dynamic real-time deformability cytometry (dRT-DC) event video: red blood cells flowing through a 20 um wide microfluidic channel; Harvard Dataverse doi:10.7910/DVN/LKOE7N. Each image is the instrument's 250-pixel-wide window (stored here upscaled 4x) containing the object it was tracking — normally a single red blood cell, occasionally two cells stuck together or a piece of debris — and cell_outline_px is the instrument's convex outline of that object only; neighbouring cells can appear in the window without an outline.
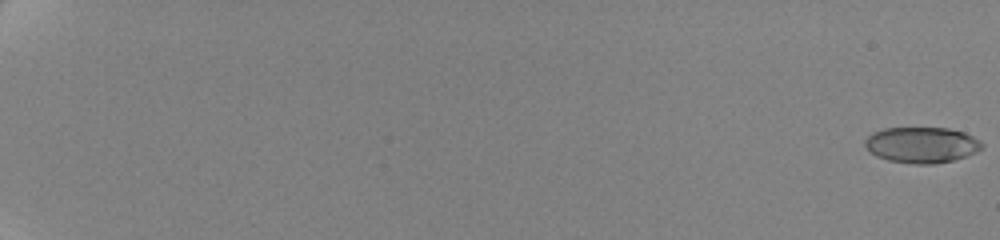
{"species": "human", "species_latin": "Homo sapiens", "temperature_condition": "cold", "stored_images_in_passage": 21, "camera_frame_rate_fps": 3000, "um_per_image_px": 0.085, "donor": {"sex": "female"}, "frame": {"image": 1, "passage_image": 1, "time_ms": 0.0, "image_size_px": [1000, 240], "cell_outline_px": [[984, 144], [980, 148], [964, 156], [952, 160], [932, 164], [916, 164], [888, 160], [876, 156], [864, 144], [864, 140], [872, 132], [884, 128], [948, 128], [964, 132], [980, 140]], "centroid_in_image_um": [78.31, 12.3], "position_along_channel_um": 6.7, "area_um2": 24.16}}
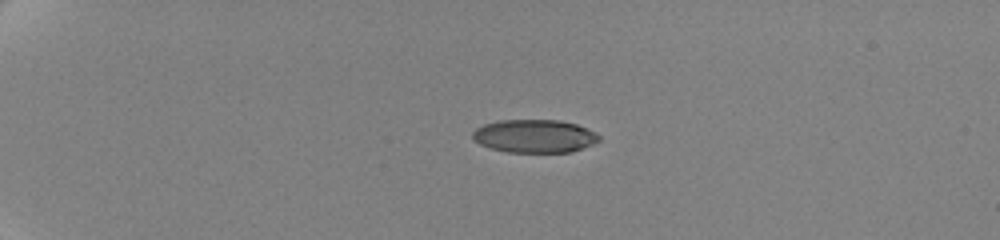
{"frame": {"image": 2, "passage_image": 13, "time_ms": 5.667, "image_size_px": [1000, 240], "cell_outline_px": [[600, 140], [592, 144], [568, 152], [508, 152], [492, 148], [480, 144], [472, 140], [472, 132], [476, 128], [484, 124], [500, 120], [560, 120], [576, 124], [596, 132], [600, 136]], "centroid_in_image_um": [45.41, 11.56], "position_along_channel_um": 39.6, "area_um2": 24.33}}
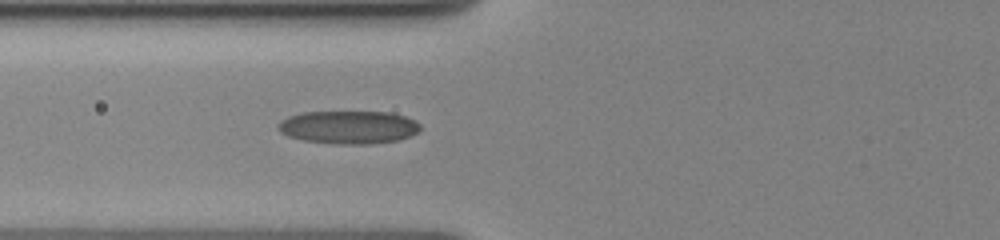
{"frame": {"image": 3, "passage_image": 21, "time_ms": 9.333, "image_size_px": [1000, 240], "cell_outline_px": [[420, 128], [416, 132], [408, 136], [396, 140], [368, 144], [336, 144], [304, 140], [288, 136], [280, 132], [276, 128], [276, 124], [280, 120], [288, 116], [304, 112], [388, 112], [404, 116], [416, 120], [420, 124]], "centroid_in_image_um": [29.58, 10.81], "position_along_channel_um": 96.2, "area_um2": 27.34}}